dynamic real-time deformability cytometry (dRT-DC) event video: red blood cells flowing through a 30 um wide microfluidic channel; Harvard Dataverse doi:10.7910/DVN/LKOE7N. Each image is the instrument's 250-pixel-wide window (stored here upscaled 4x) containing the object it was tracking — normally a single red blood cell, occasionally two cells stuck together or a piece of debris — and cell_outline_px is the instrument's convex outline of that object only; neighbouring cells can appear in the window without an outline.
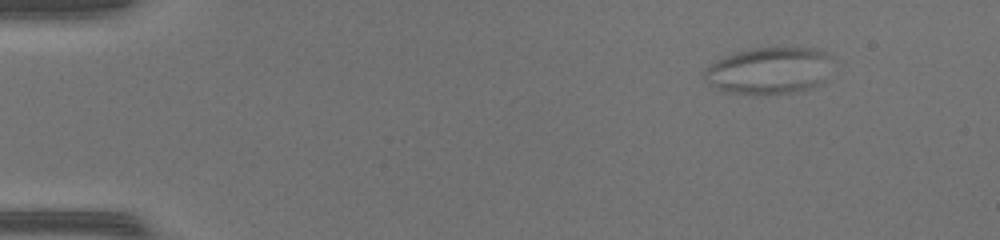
{"species": "common noctule bat (a hibernating species)", "species_latin": "Nyctalus noctula", "temperature_condition": "warm", "stored_images_in_passage": 50, "camera_frame_rate_fps": 3000, "um_per_image_px": 0.085, "animal": {"sex": "female", "body_mass_g": 17.0, "forearm_length_mm": 48.0}, "frame": {"image": 1, "passage_image": 7, "time_ms": 2.0, "image_size_px": [1000, 240], "cell_outline_px": [[832, 56], [824, 80], [820, 84], [812, 88], [796, 92], [764, 96], [752, 96], [724, 92], [708, 84], [704, 80], [704, 68], [708, 64], [716, 60], [736, 52], [752, 48], [776, 44], [816, 48]], "centroid_in_image_um": [65.34, 5.99], "position_along_channel_um": 19.7, "area_um2": 36.65}}
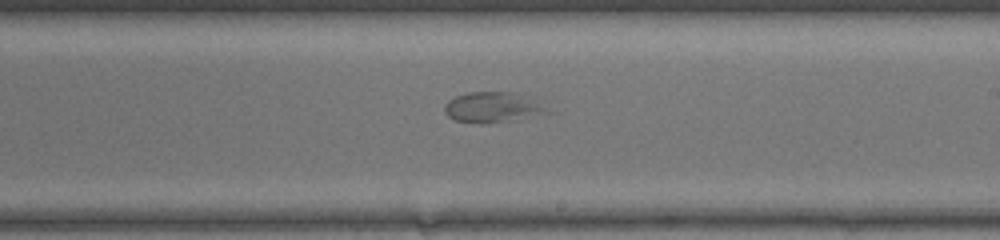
{"frame": {"image": 2, "passage_image": 31, "time_ms": 10.0, "image_size_px": [1000, 240], "cell_outline_px": [[552, 112], [480, 124], [456, 120], [448, 116], [444, 112], [444, 104], [448, 100], [456, 96], [468, 92], [516, 92]], "centroid_in_image_um": [41.74, 9.1], "position_along_channel_um": 247.3, "area_um2": 17.46}}
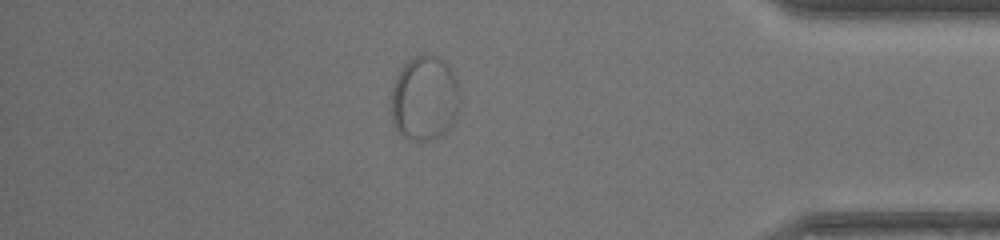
{"frame": {"image": 3, "passage_image": 44, "time_ms": 14.333, "image_size_px": [1000, 240], "cell_outline_px": [[460, 100], [456, 116], [448, 132], [432, 140], [408, 140], [396, 128], [392, 120], [392, 88], [404, 64], [420, 52], [436, 56], [444, 60], [452, 72], [456, 80], [460, 96]], "centroid_in_image_um": [36.11, 8.36], "position_along_channel_um": 399.1, "area_um2": 34.04}}